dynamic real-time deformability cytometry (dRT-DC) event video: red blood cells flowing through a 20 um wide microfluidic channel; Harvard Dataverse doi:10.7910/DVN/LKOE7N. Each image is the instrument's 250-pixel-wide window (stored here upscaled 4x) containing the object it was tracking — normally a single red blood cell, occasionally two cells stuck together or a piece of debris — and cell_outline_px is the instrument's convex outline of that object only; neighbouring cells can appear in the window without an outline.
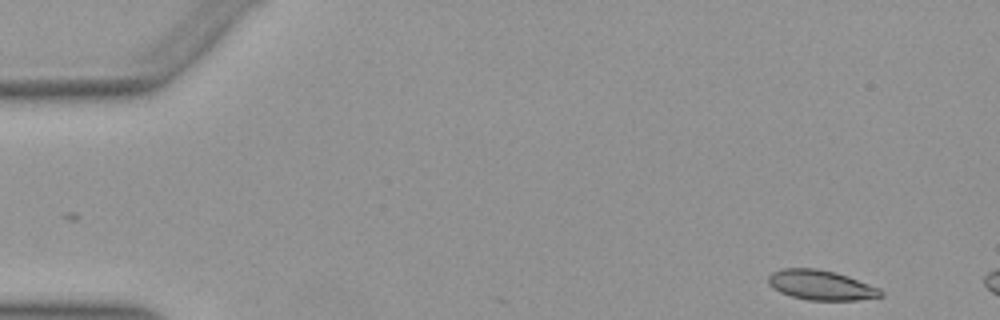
{"species": "Egyptian fruit bat (a non-hibernating species)", "species_latin": "Rousettus aegyptiacus", "temperature_condition": "warm", "stored_images_in_passage": 6, "camera_frame_rate_fps": 3000, "um_per_image_px": 0.085, "animal": {"sex": "female"}, "frame": {"image": 1, "passage_image": 1, "time_ms": 0.0, "image_size_px": [1000, 320], "cell_outline_px": [[884, 296], [856, 300], [808, 300], [792, 296], [780, 292], [772, 288], [768, 284], [768, 276], [772, 272], [784, 268], [816, 268], [836, 272], [848, 276], [880, 288], [884, 292]], "centroid_in_image_um": [69.79, 24.23], "position_along_channel_um": 15.2, "area_um2": 19.65}}